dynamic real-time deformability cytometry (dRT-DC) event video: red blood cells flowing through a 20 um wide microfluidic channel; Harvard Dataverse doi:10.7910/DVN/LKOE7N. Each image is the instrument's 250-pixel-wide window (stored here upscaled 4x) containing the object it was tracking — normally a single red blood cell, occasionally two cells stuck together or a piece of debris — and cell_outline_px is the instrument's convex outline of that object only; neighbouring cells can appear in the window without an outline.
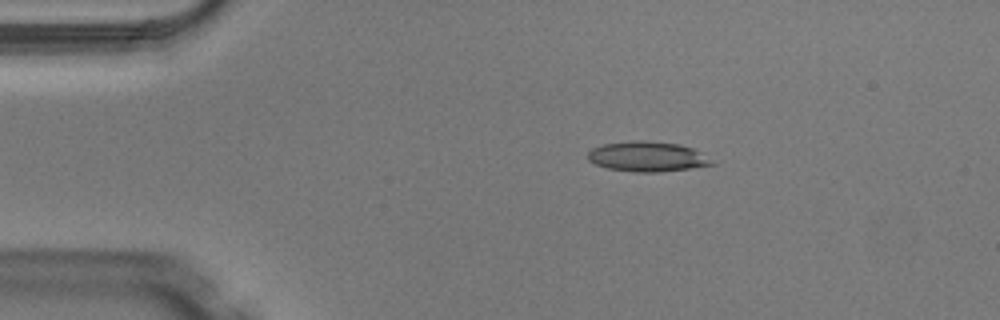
{"species": "Egyptian fruit bat (a non-hibernating species)", "species_latin": "Rousettus aegyptiacus", "temperature_condition": "warm", "stored_images_in_passage": 3, "camera_frame_rate_fps": 3000, "um_per_image_px": 0.085, "animal": {"sex": "male"}, "frame": {"image": 1, "passage_image": 2, "time_ms": 0.333, "image_size_px": [1000, 320], "cell_outline_px": [[716, 164], [692, 168], [660, 172], [632, 172], [608, 168], [596, 164], [588, 160], [588, 152], [592, 148], [604, 144], [632, 140], [644, 140], [680, 144], [692, 148], [712, 160]], "centroid_in_image_um": [55.02, 13.31], "position_along_channel_um": 30.0, "area_um2": 21.73}}